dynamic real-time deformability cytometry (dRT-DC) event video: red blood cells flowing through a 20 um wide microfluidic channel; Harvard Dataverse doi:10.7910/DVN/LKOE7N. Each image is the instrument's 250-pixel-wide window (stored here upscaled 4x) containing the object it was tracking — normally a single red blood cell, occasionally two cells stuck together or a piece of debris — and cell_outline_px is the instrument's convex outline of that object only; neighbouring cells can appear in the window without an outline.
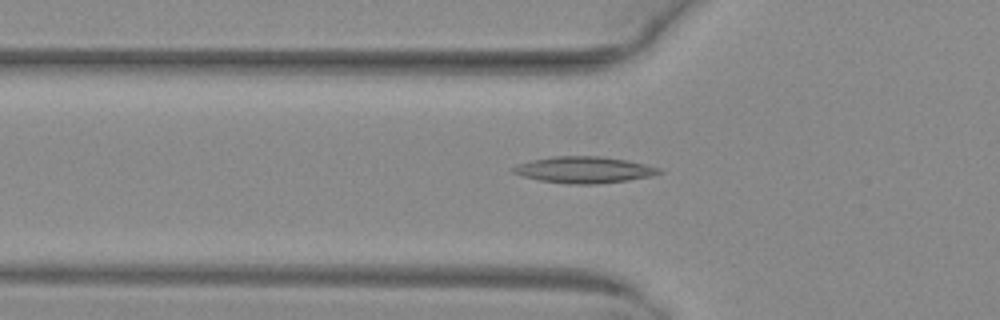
{"species": "common noctule bat (a hibernating species)", "species_latin": "Nyctalus noctula", "temperature_condition": "warm", "stored_images_in_passage": 28, "camera_frame_rate_fps": 3000, "um_per_image_px": 0.085, "animal": {"sex": "female", "body_mass_g": 29.2, "forearm_length_mm": 56.3}, "frame": {"image": 1, "passage_image": 6, "time_ms": 1.667, "image_size_px": [1000, 320], "cell_outline_px": [[664, 172], [652, 176], [628, 180], [596, 184], [568, 184], [540, 180], [524, 176], [512, 172], [512, 168], [516, 164], [532, 160], [552, 156], [604, 156], [628, 160], [660, 168]], "centroid_in_image_um": [49.67, 14.43], "position_along_channel_um": 76.1, "area_um2": 22.54}}
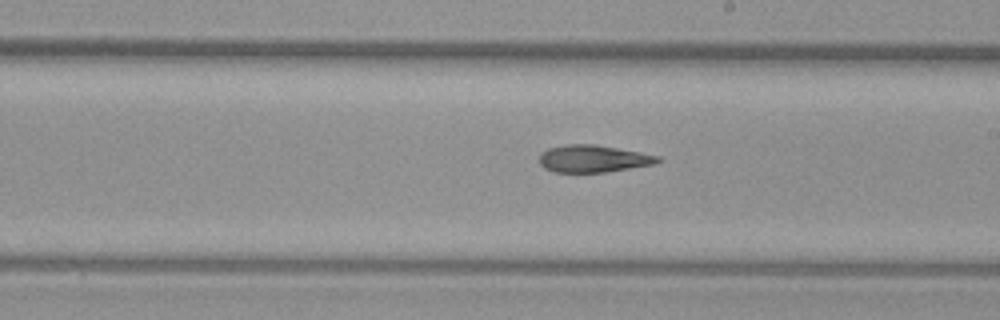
{"frame": {"image": 2, "passage_image": 18, "time_ms": 5.667, "image_size_px": [1000, 320], "cell_outline_px": [[660, 160], [652, 164], [604, 172], [552, 172], [544, 168], [540, 164], [540, 152], [548, 148], [564, 144], [596, 144], [640, 152], [660, 156]], "centroid_in_image_um": [50.36, 13.47], "position_along_channel_um": 238.6, "area_um2": 18.73}}
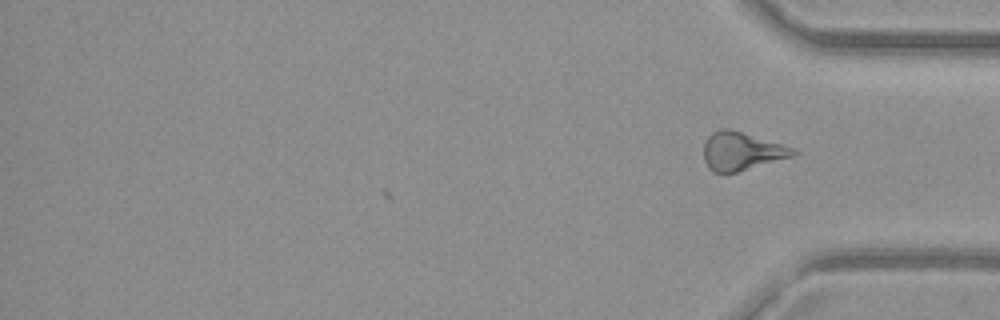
{"frame": {"image": 3, "passage_image": 28, "time_ms": 9.0, "image_size_px": [1000, 320], "cell_outline_px": [[800, 152], [792, 156], [736, 172], [712, 172], [708, 168], [704, 160], [704, 144], [708, 136], [712, 132], [720, 128], [728, 128], [780, 144], [792, 148]], "centroid_in_image_um": [62.98, 12.85], "position_along_channel_um": 372.2, "area_um2": 19.48}}